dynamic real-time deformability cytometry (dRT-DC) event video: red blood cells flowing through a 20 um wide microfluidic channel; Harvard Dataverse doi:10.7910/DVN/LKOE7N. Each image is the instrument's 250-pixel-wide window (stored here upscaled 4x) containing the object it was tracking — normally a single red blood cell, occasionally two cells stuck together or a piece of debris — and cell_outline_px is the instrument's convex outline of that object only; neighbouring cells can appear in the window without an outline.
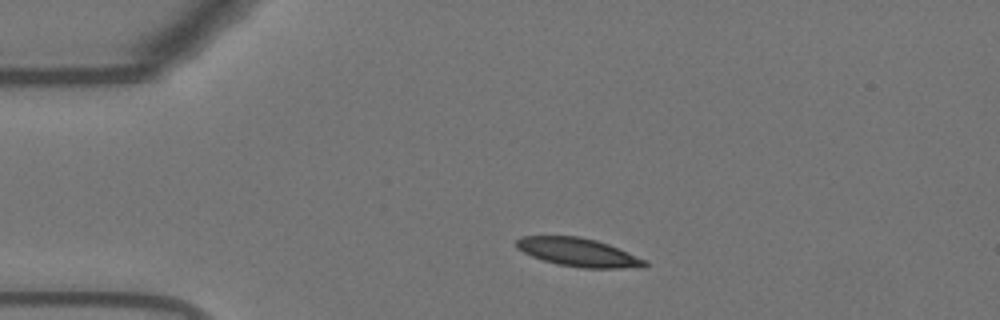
{"species": "Egyptian fruit bat (a non-hibernating species)", "species_latin": "Rousettus aegyptiacus", "temperature_condition": "warm", "stored_images_in_passage": 44, "camera_frame_rate_fps": 3000, "um_per_image_px": 0.085, "animal": {"sex": "female"}, "frame": {"image": 1, "passage_image": 1, "time_ms": 0.0, "image_size_px": [1000, 320], "cell_outline_px": [[648, 264], [644, 268], [580, 268], [556, 264], [532, 256], [516, 248], [516, 240], [520, 236], [580, 236], [596, 240], [608, 244], [648, 260]], "centroid_in_image_um": [49.19, 21.45], "position_along_channel_um": 35.8, "area_um2": 21.44}}
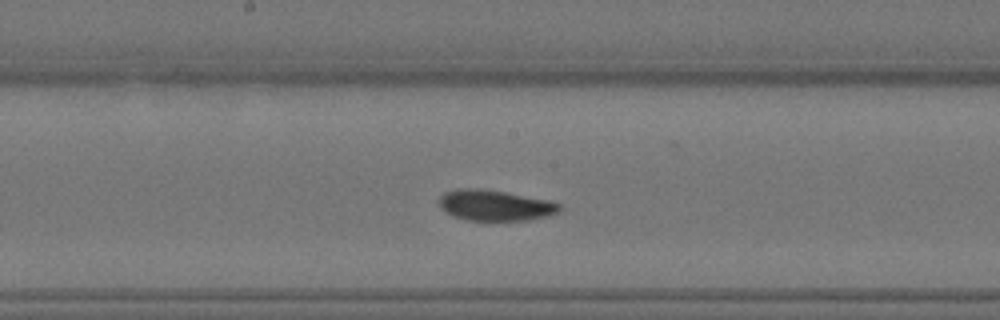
{"frame": {"image": 2, "passage_image": 18, "time_ms": 5.667, "image_size_px": [1000, 320], "cell_outline_px": [[560, 212], [548, 216], [528, 220], [468, 220], [444, 212], [440, 208], [440, 196], [444, 192], [456, 188], [480, 188], [504, 192], [548, 200], [560, 204]], "centroid_in_image_um": [42.06, 17.45], "position_along_channel_um": 206.1, "area_um2": 21.5}}
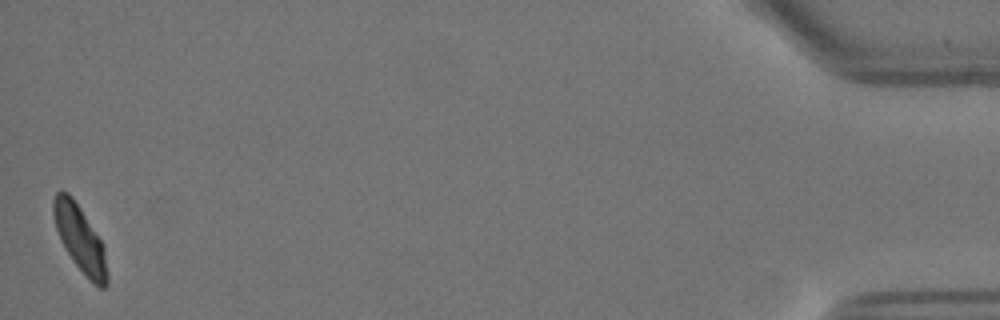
{"frame": {"image": 3, "passage_image": 44, "time_ms": 14.333, "image_size_px": [1000, 320], "cell_outline_px": [[108, 284], [104, 288], [100, 288], [72, 260], [64, 248], [60, 240], [52, 216], [52, 200], [56, 192], [60, 188], [68, 192], [72, 196], [104, 244], [108, 276]], "centroid_in_image_um": [6.77, 20.22], "position_along_channel_um": 428.4, "area_um2": 20.81}, "authors_computed_cell_mechanics": {"area_um2": 21.7039, "velocity_mm_per_s": 3.6502, "shape_relaxation_time_tau1_ms": null, "shape_relaxation_time_tau2_ms": 2.6947, "deformation_change_tau1": null, "deformation_change_tau2": 0.0662}}